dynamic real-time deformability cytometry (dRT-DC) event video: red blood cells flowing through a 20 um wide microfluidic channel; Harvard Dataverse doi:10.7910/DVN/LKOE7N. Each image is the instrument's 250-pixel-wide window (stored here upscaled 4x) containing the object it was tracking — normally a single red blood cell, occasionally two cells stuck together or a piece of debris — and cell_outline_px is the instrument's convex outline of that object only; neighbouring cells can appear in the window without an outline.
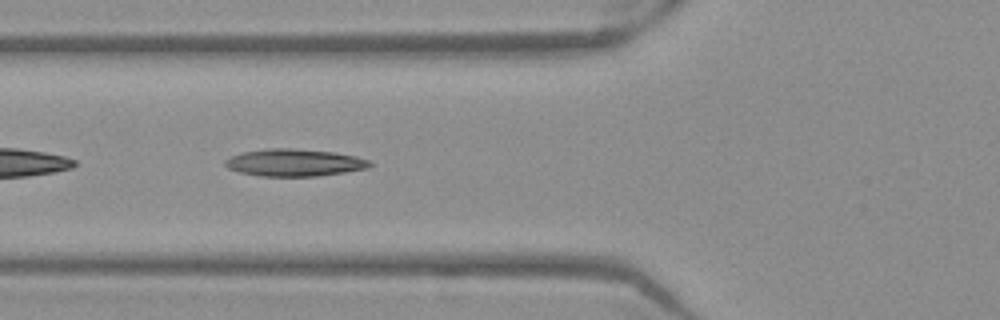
{"species": "Egyptian fruit bat (a non-hibernating species)", "species_latin": "Rousettus aegyptiacus", "temperature_condition": "warm", "stored_images_in_passage": 35, "camera_frame_rate_fps": 3000, "um_per_image_px": 0.085, "frame": {"image": 1, "passage_image": 4, "time_ms": 1.0, "image_size_px": [1000, 320], "cell_outline_px": [[372, 164], [368, 168], [344, 172], [316, 176], [260, 176], [240, 172], [228, 168], [224, 164], [224, 160], [240, 152], [268, 148], [292, 148], [332, 152], [356, 156], [368, 160]], "centroid_in_image_um": [24.99, 13.82], "position_along_channel_um": 100.8, "area_um2": 22.89}}
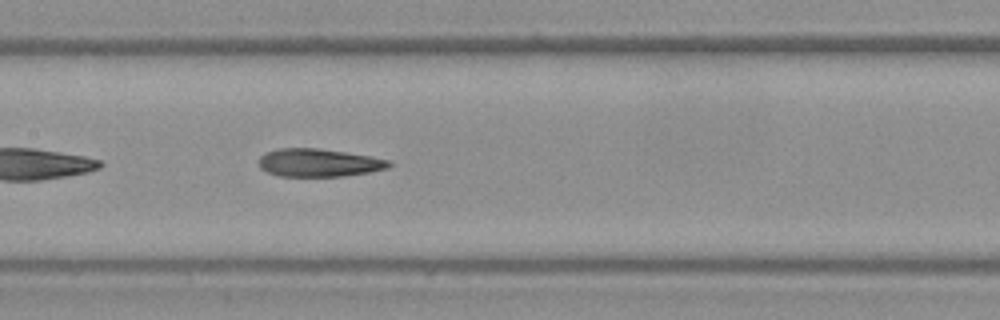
{"frame": {"image": 2, "passage_image": 10, "time_ms": 3.0, "image_size_px": [1000, 320], "cell_outline_px": [[392, 164], [388, 168], [368, 172], [344, 176], [276, 176], [260, 168], [260, 156], [264, 152], [280, 148], [316, 148], [372, 156], [388, 160]], "centroid_in_image_um": [27.08, 13.83], "position_along_channel_um": 180.3, "area_um2": 21.15}}
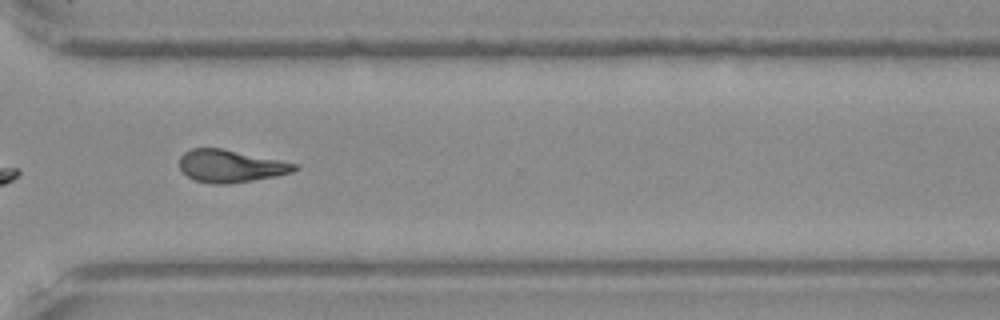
{"frame": {"image": 3, "passage_image": 23, "time_ms": 7.333, "image_size_px": [1000, 320], "cell_outline_px": [[300, 168], [292, 172], [276, 176], [228, 184], [212, 184], [196, 180], [188, 176], [180, 168], [180, 156], [184, 152], [192, 148], [220, 148], [300, 164]], "centroid_in_image_um": [19.62, 14.11], "position_along_channel_um": 351.0, "area_um2": 21.68}, "authors_computed_cell_mechanics": {"area_um2": 21.675, "velocity_mm_per_s": 3.9417, "shape_relaxation_time_tau1_ms": null, "shape_relaxation_time_tau2_ms": 4.0846, "deformation_change_tau1": null, "deformation_change_tau2": 0.1388}}